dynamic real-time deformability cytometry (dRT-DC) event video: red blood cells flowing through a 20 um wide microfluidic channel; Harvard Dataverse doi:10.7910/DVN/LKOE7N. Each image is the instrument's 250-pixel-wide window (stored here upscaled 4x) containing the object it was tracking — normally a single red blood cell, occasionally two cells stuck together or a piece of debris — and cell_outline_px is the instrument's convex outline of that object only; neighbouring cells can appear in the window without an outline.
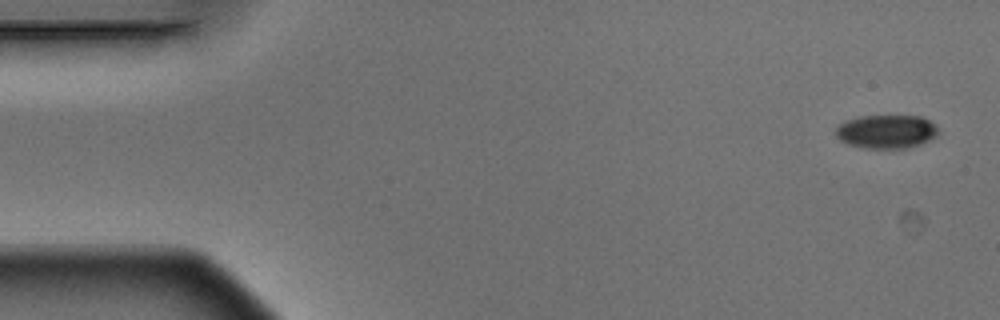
{"species": "Egyptian fruit bat (a non-hibernating species)", "species_latin": "Rousettus aegyptiacus", "temperature_condition": "warm", "stored_images_in_passage": 4, "camera_frame_rate_fps": 3000, "um_per_image_px": 0.085, "animal": {"sex": "male"}, "frame": {"image": 1, "passage_image": 1, "time_ms": 0.0, "image_size_px": [1000, 320], "cell_outline_px": [[940, 132], [936, 136], [920, 144], [908, 148], [864, 148], [848, 144], [840, 140], [836, 136], [836, 128], [844, 120], [860, 116], [920, 116], [936, 124]], "centroid_in_image_um": [75.35, 11.18], "position_along_channel_um": 9.7, "area_um2": 20.17}}
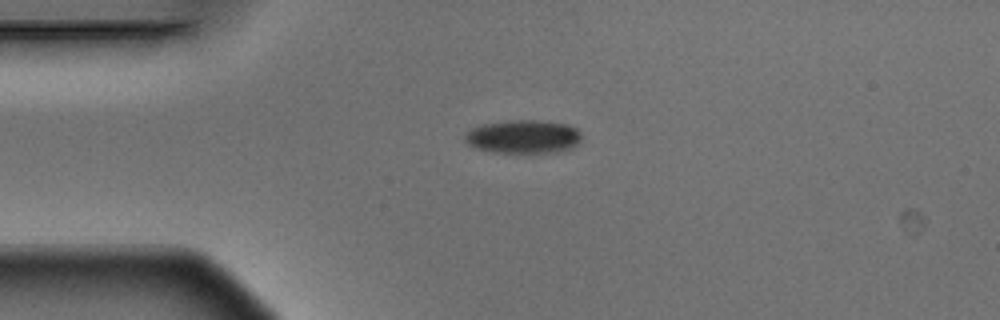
{"frame": {"image": 2, "passage_image": 4, "time_ms": 1.0, "image_size_px": [1000, 320], "cell_outline_px": [[580, 144], [564, 152], [492, 152], [476, 148], [468, 144], [464, 140], [464, 136], [472, 128], [484, 124], [516, 120], [536, 120], [568, 124], [576, 128], [580, 132]], "centroid_in_image_um": [44.53, 11.63], "position_along_channel_um": 40.5, "area_um2": 22.72}}